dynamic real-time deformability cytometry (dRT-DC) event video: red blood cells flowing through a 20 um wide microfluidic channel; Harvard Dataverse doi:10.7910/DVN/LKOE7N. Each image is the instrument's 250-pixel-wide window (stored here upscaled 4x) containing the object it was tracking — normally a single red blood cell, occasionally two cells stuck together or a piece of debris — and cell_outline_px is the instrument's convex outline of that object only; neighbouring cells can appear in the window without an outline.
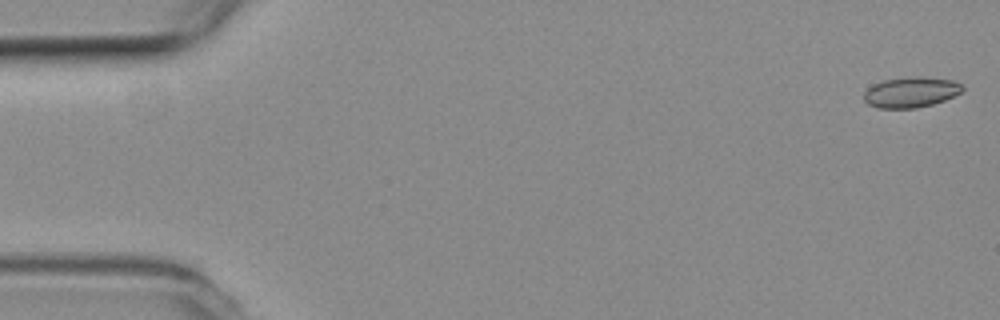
{"species": "common noctule bat (a hibernating species)", "species_latin": "Nyctalus noctula", "temperature_condition": "room temperature", "stored_images_in_passage": 55, "camera_frame_rate_fps": 3000, "um_per_image_px": 0.085, "animal": {"sex": "female", "body_mass_g": 19.3, "forearm_length_mm": 54.1}, "frame": {"image": 1, "passage_image": 1, "time_ms": 0.0, "image_size_px": [1000, 320], "cell_outline_px": [[964, 88], [960, 92], [944, 100], [932, 104], [916, 108], [876, 108], [868, 104], [864, 100], [864, 92], [872, 84], [884, 80], [908, 76], [916, 76], [952, 80], [960, 84]], "centroid_in_image_um": [77.38, 7.83], "position_along_channel_um": 7.6, "area_um2": 17.46}}
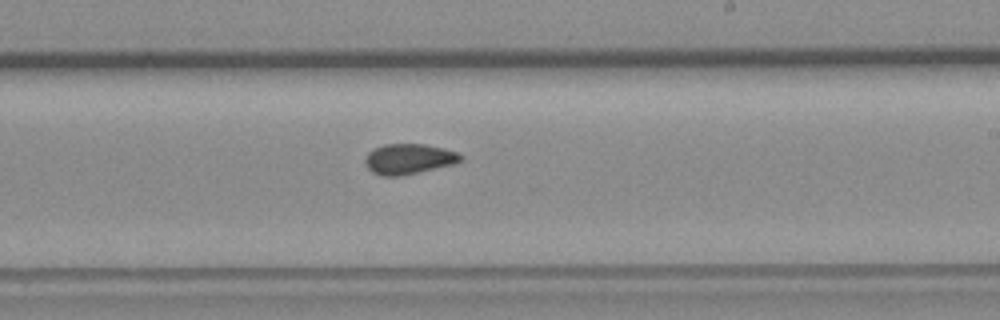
{"frame": {"image": 2, "passage_image": 32, "time_ms": 10.333, "image_size_px": [1000, 320], "cell_outline_px": [[460, 160], [456, 164], [400, 176], [384, 176], [372, 172], [368, 168], [364, 160], [368, 152], [372, 148], [384, 144], [424, 144], [444, 148], [456, 152], [460, 156]], "centroid_in_image_um": [34.71, 13.51], "position_along_channel_um": 254.3, "area_um2": 16.88}}
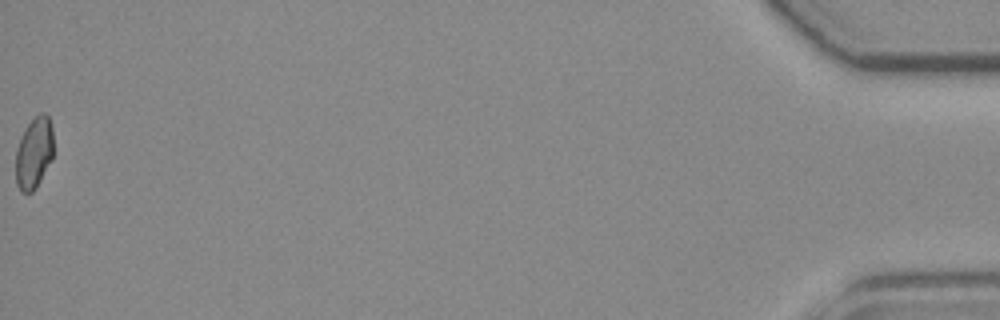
{"frame": {"image": 3, "passage_image": 55, "time_ms": 18.0, "image_size_px": [1000, 320], "cell_outline_px": [[52, 156], [36, 188], [32, 192], [20, 192], [16, 184], [16, 148], [28, 124], [40, 112], [44, 112], [48, 116], [52, 128]], "centroid_in_image_um": [2.87, 13.01], "position_along_channel_um": 432.3, "area_um2": 15.37}, "authors_computed_cell_mechanics": {"area_um2": 16.8776, "velocity_mm_per_s": 3.7425, "shape_relaxation_time_tau1_ms": null, "shape_relaxation_time_tau2_ms": 2.3754, "deformation_change_tau1": null, "deformation_change_tau2": 0.0586}}